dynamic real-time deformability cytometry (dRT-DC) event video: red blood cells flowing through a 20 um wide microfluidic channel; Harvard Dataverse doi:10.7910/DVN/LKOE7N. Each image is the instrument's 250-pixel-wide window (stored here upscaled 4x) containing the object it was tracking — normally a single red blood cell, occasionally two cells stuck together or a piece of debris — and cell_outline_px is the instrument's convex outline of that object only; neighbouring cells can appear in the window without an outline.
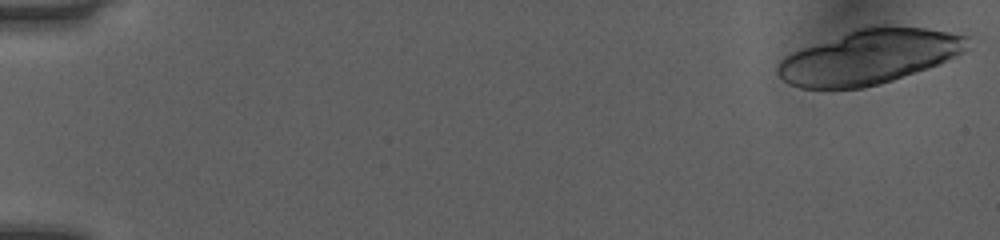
{"species": "human", "species_latin": "Homo sapiens", "temperature_condition": "room temperature", "stored_images_in_passage": 22, "camera_frame_rate_fps": 3000, "um_per_image_px": 0.085, "donor": {"sex": "female"}, "frame": {"image": 1, "passage_image": 1, "time_ms": 0.0, "image_size_px": [1000, 240], "cell_outline_px": [[968, 36], [964, 52], [940, 64], [880, 84], [864, 88], [800, 88], [788, 84], [776, 72], [776, 64], [784, 56], [792, 52], [856, 28], [868, 24], [884, 24], [924, 28], [948, 32]], "centroid_in_image_um": [73.86, 4.81], "position_along_channel_um": 11.1, "area_um2": 60.52}}
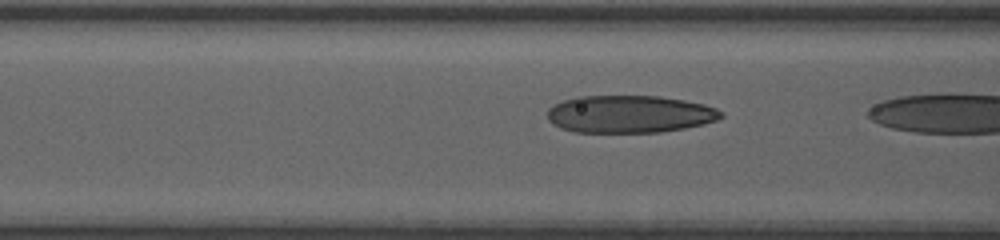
{"frame": {"image": 2, "passage_image": 20, "time_ms": 6.333, "image_size_px": [1000, 240], "cell_outline_px": [[724, 116], [716, 120], [704, 124], [684, 128], [660, 132], [572, 132], [560, 128], [552, 124], [548, 120], [548, 108], [552, 104], [576, 96], [660, 96], [684, 100], [704, 104], [716, 108], [724, 112]], "centroid_in_image_um": [53.5, 9.7], "position_along_channel_um": 113.1, "area_um2": 38.21}}